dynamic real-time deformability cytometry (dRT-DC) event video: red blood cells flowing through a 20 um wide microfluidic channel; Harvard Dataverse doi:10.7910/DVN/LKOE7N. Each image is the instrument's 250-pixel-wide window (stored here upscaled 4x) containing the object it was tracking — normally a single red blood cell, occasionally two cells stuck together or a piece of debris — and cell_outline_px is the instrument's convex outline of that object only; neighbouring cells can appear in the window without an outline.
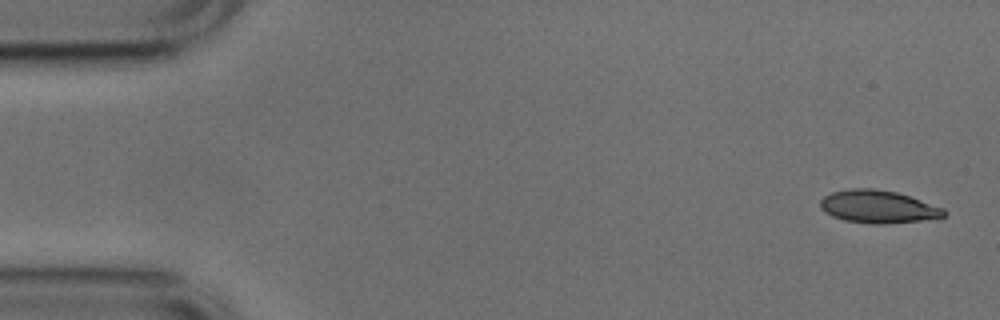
{"species": "common noctule bat (a hibernating species)", "species_latin": "Nyctalus noctula", "temperature_condition": "cold", "stored_images_in_passage": 4, "camera_frame_rate_fps": 3000, "um_per_image_px": 0.085, "animal": {"sex": "male", "body_mass_g": 17.9, "forearm_length_mm": 54.2}, "frame": {"image": 1, "passage_image": 1, "time_ms": 0.0, "image_size_px": [1000, 320], "cell_outline_px": [[948, 212], [944, 216], [920, 220], [880, 224], [872, 224], [844, 220], [832, 216], [820, 208], [820, 200], [824, 196], [832, 192], [852, 188], [872, 188], [896, 192], [944, 208]], "centroid_in_image_um": [74.61, 17.56], "position_along_channel_um": 10.4, "area_um2": 23.35}}